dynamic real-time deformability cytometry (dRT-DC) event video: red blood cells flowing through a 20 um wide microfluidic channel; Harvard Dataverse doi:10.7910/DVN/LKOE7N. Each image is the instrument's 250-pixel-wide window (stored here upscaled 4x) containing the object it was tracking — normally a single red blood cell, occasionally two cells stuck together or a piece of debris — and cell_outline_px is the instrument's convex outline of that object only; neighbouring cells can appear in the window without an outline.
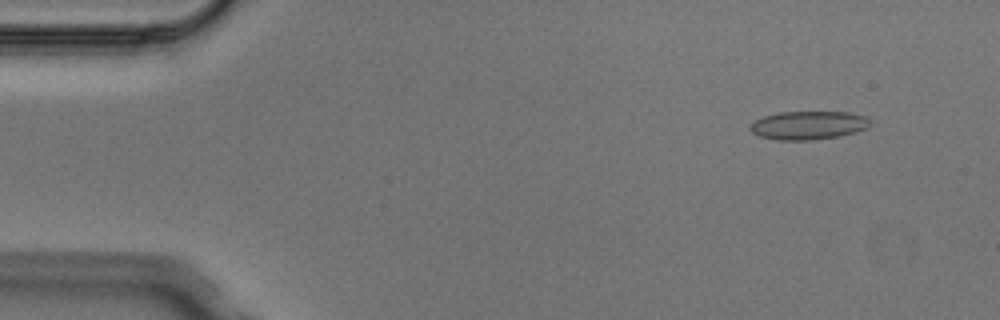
{"species": "Egyptian fruit bat (a non-hibernating species)", "species_latin": "Rousettus aegyptiacus", "temperature_condition": "cold", "stored_images_in_passage": 5, "camera_frame_rate_fps": 3000, "um_per_image_px": 0.085, "animal": {"sex": "male"}, "frame": {"image": 1, "passage_image": 2, "time_ms": 0.333, "image_size_px": [1000, 320], "cell_outline_px": [[872, 124], [868, 128], [856, 132], [836, 136], [812, 140], [776, 140], [760, 136], [752, 132], [748, 128], [756, 120], [764, 116], [780, 112], [848, 112], [868, 116], [872, 120]], "centroid_in_image_um": [68.77, 10.64], "position_along_channel_um": 16.2, "area_um2": 20.0}}